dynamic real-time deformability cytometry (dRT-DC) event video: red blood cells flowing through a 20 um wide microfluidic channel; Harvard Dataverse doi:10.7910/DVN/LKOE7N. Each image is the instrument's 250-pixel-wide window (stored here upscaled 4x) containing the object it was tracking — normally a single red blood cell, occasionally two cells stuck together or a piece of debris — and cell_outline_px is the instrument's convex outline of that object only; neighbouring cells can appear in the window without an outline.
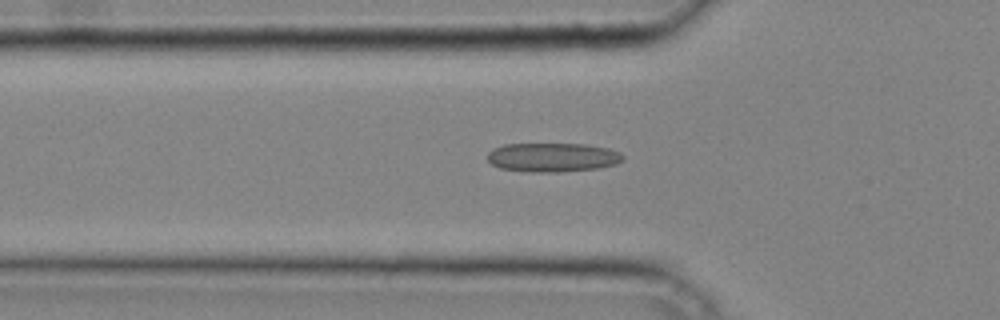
{"species": "common noctule bat (a hibernating species)", "species_latin": "Nyctalus noctula", "temperature_condition": "cold", "stored_images_in_passage": 36, "camera_frame_rate_fps": 3000, "um_per_image_px": 0.085, "animal": {"sex": "male", "body_mass_g": 20.4}, "frame": {"image": 1, "passage_image": 11, "time_ms": 3.333, "image_size_px": [1000, 320], "cell_outline_px": [[624, 160], [616, 164], [596, 168], [560, 172], [532, 172], [500, 168], [492, 164], [488, 160], [488, 152], [492, 148], [504, 144], [584, 144], [608, 148], [620, 152], [624, 156]], "centroid_in_image_um": [46.97, 13.37], "position_along_channel_um": 78.8, "area_um2": 22.95}}
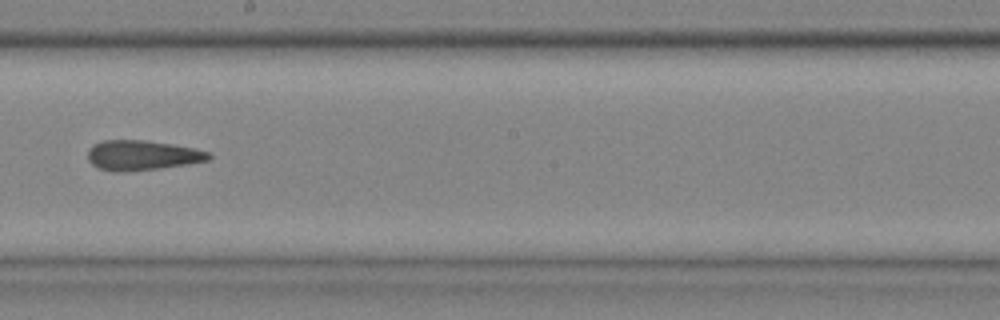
{"frame": {"image": 2, "passage_image": 21, "time_ms": 6.667, "image_size_px": [1000, 320], "cell_outline_px": [[212, 156], [208, 160], [188, 164], [160, 168], [120, 172], [112, 172], [100, 168], [92, 164], [88, 160], [88, 148], [92, 144], [104, 140], [144, 140], [172, 144], [196, 148], [208, 152]], "centroid_in_image_um": [12.06, 13.19], "position_along_channel_um": 236.1, "area_um2": 21.15}}
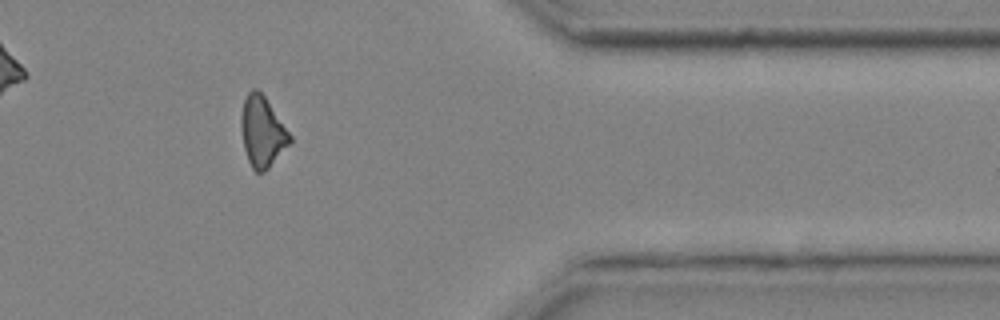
{"frame": {"image": 3, "passage_image": 32, "time_ms": 10.333, "image_size_px": [1000, 320], "cell_outline_px": [[292, 140], [268, 168], [264, 172], [256, 172], [252, 168], [248, 160], [244, 148], [240, 128], [240, 116], [244, 100], [248, 92], [252, 88], [256, 88], [264, 96], [292, 136]], "centroid_in_image_um": [22.26, 11.19], "position_along_channel_um": 389.1, "area_um2": 19.83}}